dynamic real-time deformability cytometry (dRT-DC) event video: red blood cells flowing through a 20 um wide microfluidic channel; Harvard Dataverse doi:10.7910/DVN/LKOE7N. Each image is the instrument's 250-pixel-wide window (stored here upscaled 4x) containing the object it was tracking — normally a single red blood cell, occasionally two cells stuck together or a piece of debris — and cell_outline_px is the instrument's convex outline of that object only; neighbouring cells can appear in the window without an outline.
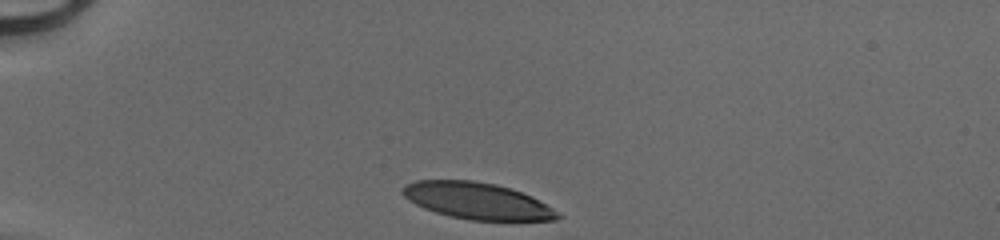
{"species": "human", "species_latin": "Homo sapiens", "temperature_condition": "cold", "stored_images_in_passage": 29, "camera_frame_rate_fps": 3000, "um_per_image_px": 0.085, "donor": {"sex": "male"}, "frame": {"image": 1, "passage_image": 1, "time_ms": 0.0, "image_size_px": [1000, 240], "cell_outline_px": [[564, 216], [556, 220], [472, 220], [452, 216], [436, 212], [424, 208], [408, 200], [400, 192], [404, 184], [416, 180], [472, 180], [496, 184], [532, 196], [552, 208]], "centroid_in_image_um": [40.54, 17.06], "position_along_channel_um": 44.5, "area_um2": 32.89}}
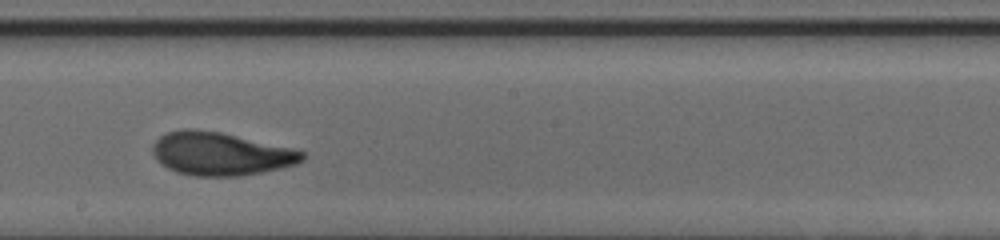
{"frame": {"image": 2, "passage_image": 17, "time_ms": 5.333, "image_size_px": [1000, 240], "cell_outline_px": [[304, 160], [296, 164], [280, 168], [240, 176], [196, 176], [176, 172], [168, 168], [156, 160], [152, 152], [152, 144], [160, 136], [168, 132], [184, 128], [192, 128], [220, 132], [292, 148], [304, 152]], "centroid_in_image_um": [18.71, 13.07], "position_along_channel_um": 229.5, "area_um2": 37.51}}
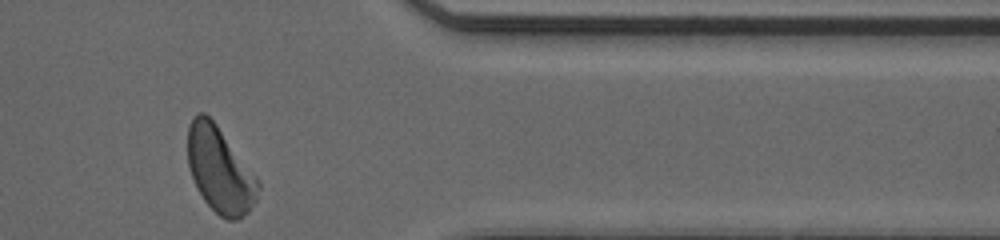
{"frame": {"image": 3, "passage_image": 29, "time_ms": 9.333, "image_size_px": [1000, 240], "cell_outline_px": [[260, 188], [256, 200], [248, 212], [240, 220], [228, 220], [220, 216], [204, 200], [196, 188], [188, 164], [188, 124], [196, 112], [204, 112], [216, 124], [260, 180]], "centroid_in_image_um": [18.7, 14.45], "position_along_channel_um": 392.7, "area_um2": 35.26}}